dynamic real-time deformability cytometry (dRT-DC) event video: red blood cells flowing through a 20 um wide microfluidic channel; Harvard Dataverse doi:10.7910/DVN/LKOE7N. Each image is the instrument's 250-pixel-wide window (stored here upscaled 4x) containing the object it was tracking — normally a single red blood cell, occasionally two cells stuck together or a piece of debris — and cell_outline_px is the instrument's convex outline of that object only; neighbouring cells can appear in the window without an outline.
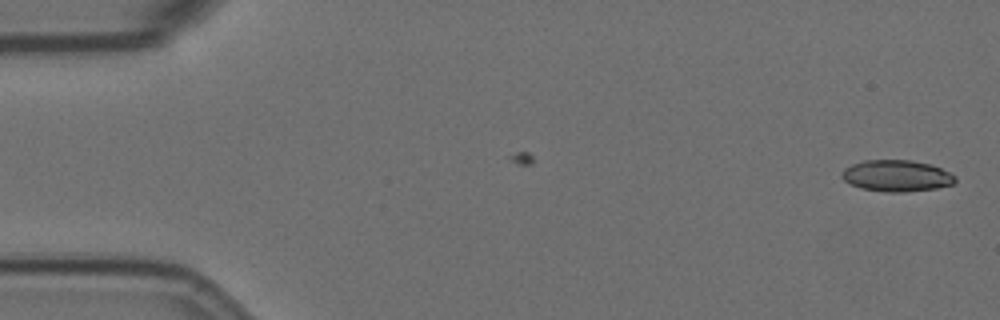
{"species": "Egyptian fruit bat (a non-hibernating species)", "species_latin": "Rousettus aegyptiacus", "temperature_condition": "room temperature", "stored_images_in_passage": 4, "camera_frame_rate_fps": 3000, "um_per_image_px": 0.085, "animal": {"sex": "female"}, "frame": {"image": 1, "passage_image": 1, "time_ms": 0.0, "image_size_px": [1000, 320], "cell_outline_px": [[956, 180], [952, 184], [936, 188], [900, 192], [888, 192], [860, 188], [844, 180], [840, 176], [840, 172], [844, 168], [852, 164], [864, 160], [912, 160], [928, 164], [940, 168], [956, 176]], "centroid_in_image_um": [76.17, 14.93], "position_along_channel_um": 8.8, "area_um2": 20.63}}